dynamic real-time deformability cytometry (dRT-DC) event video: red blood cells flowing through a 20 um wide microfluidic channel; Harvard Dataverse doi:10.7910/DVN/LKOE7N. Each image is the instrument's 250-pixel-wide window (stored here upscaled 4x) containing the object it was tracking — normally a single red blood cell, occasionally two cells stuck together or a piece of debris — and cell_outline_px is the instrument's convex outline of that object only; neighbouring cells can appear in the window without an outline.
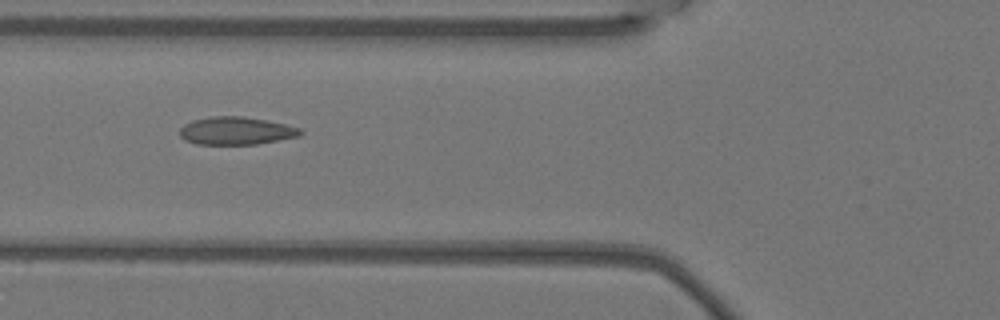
{"species": "Egyptian fruit bat (a non-hibernating species)", "species_latin": "Rousettus aegyptiacus", "temperature_condition": "warm", "stored_images_in_passage": 7, "camera_frame_rate_fps": 3000, "um_per_image_px": 0.085, "animal": {"sex": "female"}, "frame": {"image": 1, "passage_image": 6, "time_ms": 1.667, "image_size_px": [1000, 320], "cell_outline_px": [[304, 132], [300, 136], [256, 144], [196, 144], [184, 140], [180, 136], [180, 128], [184, 124], [192, 120], [212, 116], [244, 116], [284, 124], [300, 128]], "centroid_in_image_um": [20.05, 11.12], "position_along_channel_um": 105.8, "area_um2": 19.54}}
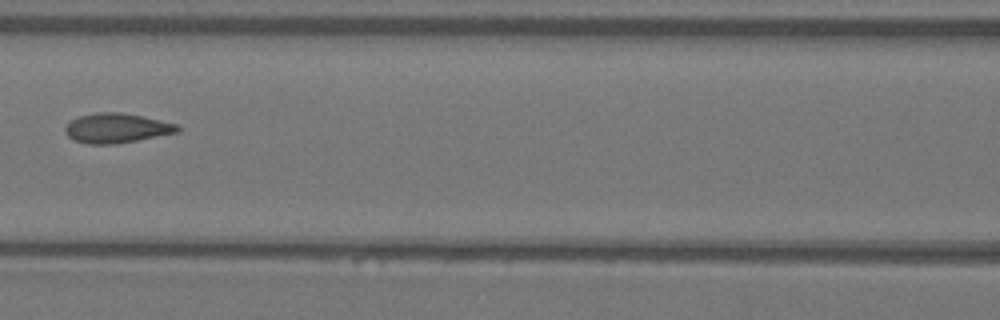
{"frame": {"image": 2, "passage_image": 7, "time_ms": 2.0, "image_size_px": [1000, 320], "cell_outline_px": [[180, 132], [116, 144], [88, 144], [72, 140], [64, 132], [64, 128], [72, 120], [80, 116], [96, 112], [120, 112], [140, 116], [176, 124], [180, 128]], "centroid_in_image_um": [9.88, 10.9], "position_along_channel_um": 156.7, "area_um2": 19.31}}